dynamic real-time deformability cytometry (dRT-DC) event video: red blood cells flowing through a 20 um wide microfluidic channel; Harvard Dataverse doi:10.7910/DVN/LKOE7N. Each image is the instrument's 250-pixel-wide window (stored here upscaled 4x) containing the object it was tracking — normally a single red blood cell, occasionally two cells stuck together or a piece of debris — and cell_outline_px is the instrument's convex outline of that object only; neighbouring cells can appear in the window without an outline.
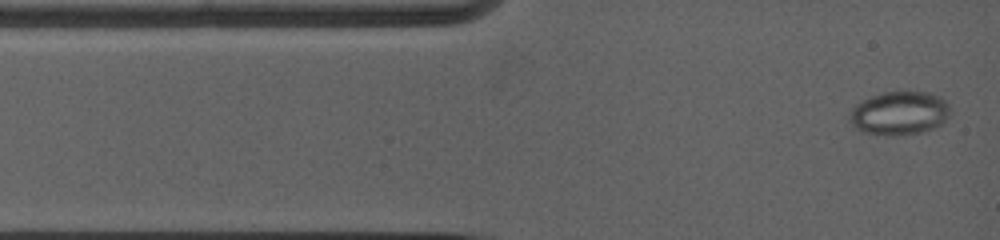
{"species": "common noctule bat (a hibernating species)", "species_latin": "Nyctalus noctula", "temperature_condition": "warm", "stored_images_in_passage": 45, "camera_frame_rate_fps": 5000, "um_per_image_px": 0.085, "animal": {"sex": "female", "body_mass_g": 19.0, "forearm_length_mm": 53.3}, "frame": {"image": 1, "passage_image": 1, "time_ms": 0.0, "image_size_px": [1000, 240], "cell_outline_px": [[948, 116], [940, 124], [932, 128], [920, 132], [892, 136], [888, 136], [860, 132], [848, 120], [852, 108], [860, 100], [884, 92], [928, 92], [940, 96], [948, 104]], "centroid_in_image_um": [76.39, 9.62], "position_along_channel_um": 8.6, "area_um2": 25.43}}
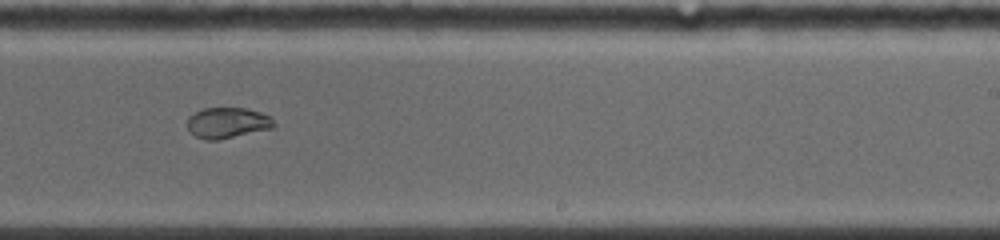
{"frame": {"image": 2, "passage_image": 24, "time_ms": 7.8, "image_size_px": [1000, 240], "cell_outline_px": [[276, 124], [272, 128], [216, 140], [204, 140], [196, 136], [188, 128], [188, 116], [204, 108], [244, 108], [260, 112], [268, 116]], "centroid_in_image_um": [19.31, 10.43], "position_along_channel_um": 269.7, "area_um2": 15.2}}
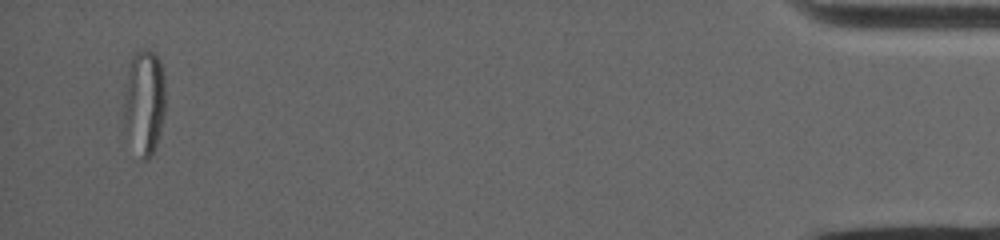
{"frame": {"image": 3, "passage_image": 45, "time_ms": 14.8, "image_size_px": [1000, 240], "cell_outline_px": [[164, 116], [160, 132], [152, 156], [148, 160], [140, 160], [124, 128], [124, 88], [128, 68], [132, 56], [136, 52], [144, 48], [148, 48], [160, 60], [164, 76]], "centroid_in_image_um": [12.25, 8.69], "position_along_channel_um": 423.0, "area_um2": 25.84}, "authors_computed_cell_mechanics": {"area_um2": 21.386, "velocity_mm_per_s": 3.9018, "shape_relaxation_time_tau1_ms": null, "shape_relaxation_time_tau2_ms": 2.2452, "deformation_change_tau1": null, "deformation_change_tau2": 0.0329}}